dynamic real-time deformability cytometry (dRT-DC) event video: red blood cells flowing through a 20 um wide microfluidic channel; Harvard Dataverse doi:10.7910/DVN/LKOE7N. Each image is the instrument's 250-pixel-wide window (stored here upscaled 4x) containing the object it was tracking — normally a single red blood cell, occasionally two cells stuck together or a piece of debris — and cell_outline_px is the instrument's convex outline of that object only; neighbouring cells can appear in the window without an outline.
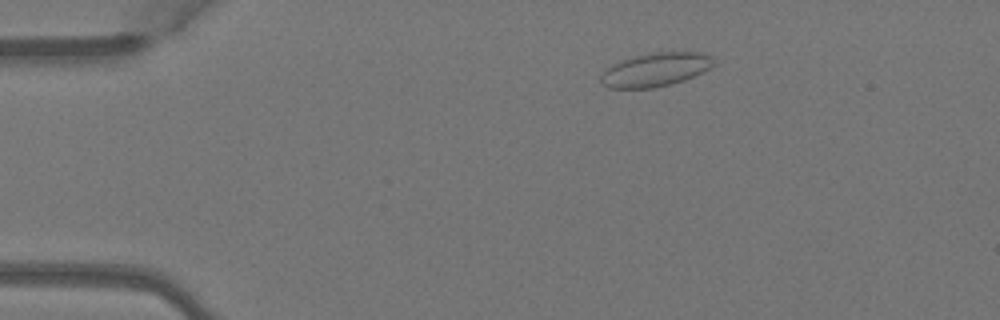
{"species": "Egyptian fruit bat (a non-hibernating species)", "species_latin": "Rousettus aegyptiacus", "temperature_condition": "warm", "stored_images_in_passage": 5, "camera_frame_rate_fps": 3000, "um_per_image_px": 0.085, "animal": {"sex": "female"}, "frame": {"image": 1, "passage_image": 3, "time_ms": 0.667, "image_size_px": [1000, 320], "cell_outline_px": [[716, 64], [712, 68], [684, 80], [672, 84], [652, 88], [608, 88], [600, 84], [600, 76], [612, 64], [620, 60], [652, 52], [704, 52], [716, 60]], "centroid_in_image_um": [55.75, 5.92], "position_along_channel_um": 29.3, "area_um2": 22.37}}
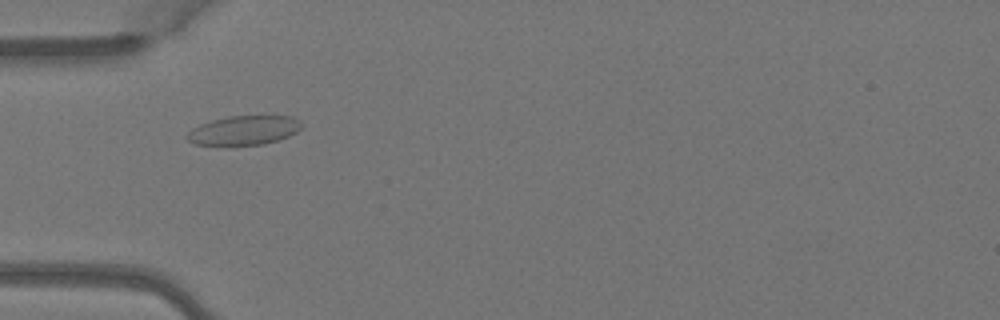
{"frame": {"image": 2, "passage_image": 5, "time_ms": 1.333, "image_size_px": [1000, 320], "cell_outline_px": [[304, 124], [296, 132], [288, 136], [264, 144], [232, 148], [196, 144], [188, 140], [184, 136], [192, 128], [200, 124], [212, 120], [228, 116], [292, 116], [300, 120]], "centroid_in_image_um": [20.69, 11.12], "position_along_channel_um": 64.3, "area_um2": 20.23}}